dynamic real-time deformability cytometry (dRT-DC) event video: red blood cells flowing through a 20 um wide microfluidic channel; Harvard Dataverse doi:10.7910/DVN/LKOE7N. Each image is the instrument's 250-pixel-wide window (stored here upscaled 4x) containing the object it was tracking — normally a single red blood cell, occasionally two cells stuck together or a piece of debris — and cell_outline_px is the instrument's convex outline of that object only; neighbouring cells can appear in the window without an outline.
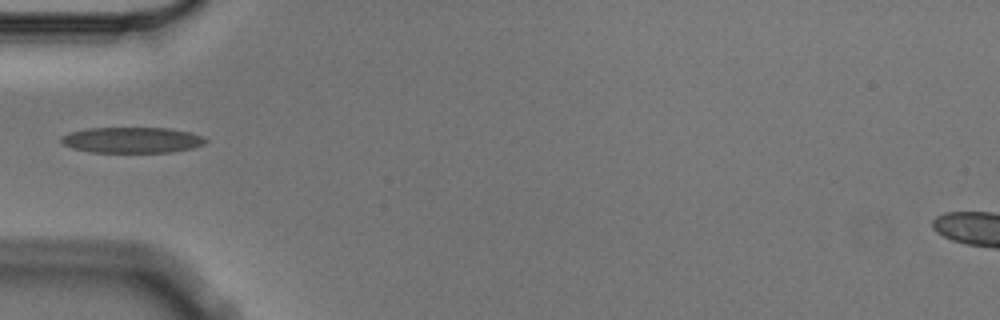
{"species": "Egyptian fruit bat (a non-hibernating species)", "species_latin": "Rousettus aegyptiacus", "temperature_condition": "cold", "stored_images_in_passage": 5, "camera_frame_rate_fps": 3000, "um_per_image_px": 0.085, "animal": {"sex": "male"}, "frame": {"image": 1, "passage_image": 5, "time_ms": 1.333, "image_size_px": [1000, 320], "cell_outline_px": [[208, 140], [204, 144], [192, 148], [168, 152], [88, 152], [72, 148], [64, 144], [60, 140], [60, 136], [68, 132], [88, 128], [168, 128], [188, 132], [204, 136]], "centroid_in_image_um": [11.19, 11.9], "position_along_channel_um": 73.8, "area_um2": 21.73}}